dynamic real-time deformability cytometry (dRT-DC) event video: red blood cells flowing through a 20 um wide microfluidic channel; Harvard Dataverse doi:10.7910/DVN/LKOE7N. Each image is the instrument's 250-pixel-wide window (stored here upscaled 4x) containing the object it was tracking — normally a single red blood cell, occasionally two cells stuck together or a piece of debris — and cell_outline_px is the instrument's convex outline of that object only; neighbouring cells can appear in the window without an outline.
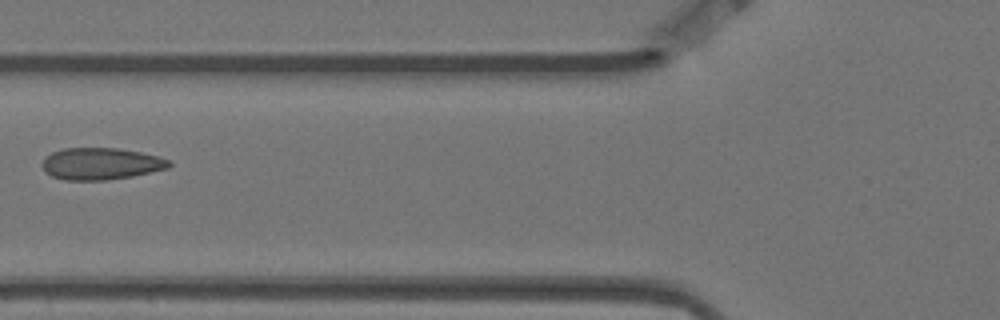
{"species": "Egyptian fruit bat (a non-hibernating species)", "species_latin": "Rousettus aegyptiacus", "temperature_condition": "warm", "stored_images_in_passage": 8, "camera_frame_rate_fps": 3000, "um_per_image_px": 0.085, "animal": {"sex": "female"}, "frame": {"image": 1, "passage_image": 6, "time_ms": 1.667, "image_size_px": [1000, 320], "cell_outline_px": [[172, 164], [168, 168], [132, 176], [108, 180], [64, 180], [52, 176], [44, 172], [40, 164], [44, 156], [52, 152], [64, 148], [116, 148], [140, 152], [160, 156], [172, 160]], "centroid_in_image_um": [8.55, 13.91], "position_along_channel_um": 117.2, "area_um2": 23.87}}
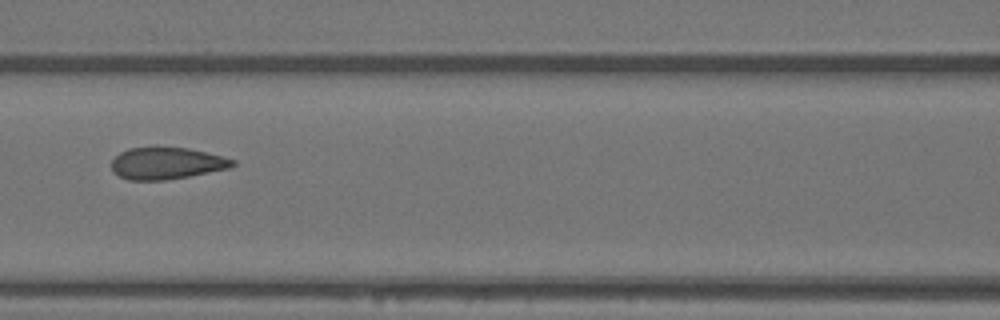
{"frame": {"image": 2, "passage_image": 7, "time_ms": 2.0, "image_size_px": [1000, 320], "cell_outline_px": [[236, 164], [228, 168], [188, 176], [164, 180], [128, 180], [112, 172], [112, 160], [120, 152], [128, 148], [152, 144], [156, 144], [188, 148], [236, 160]], "centroid_in_image_um": [14.1, 13.83], "position_along_channel_um": 152.5, "area_um2": 23.0}}
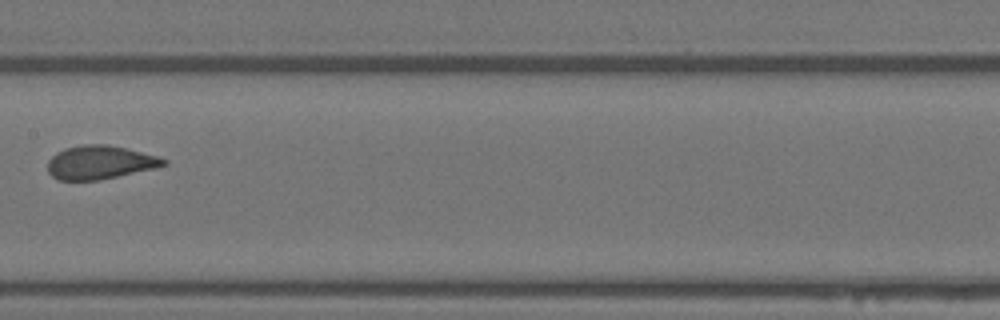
{"frame": {"image": 3, "passage_image": 8, "time_ms": 2.333, "image_size_px": [1000, 320], "cell_outline_px": [[168, 164], [156, 168], [100, 180], [60, 180], [52, 176], [48, 172], [48, 160], [56, 152], [64, 148], [84, 144], [108, 144], [156, 156], [168, 160]], "centroid_in_image_um": [8.48, 13.8], "position_along_channel_um": 198.9, "area_um2": 22.66}}